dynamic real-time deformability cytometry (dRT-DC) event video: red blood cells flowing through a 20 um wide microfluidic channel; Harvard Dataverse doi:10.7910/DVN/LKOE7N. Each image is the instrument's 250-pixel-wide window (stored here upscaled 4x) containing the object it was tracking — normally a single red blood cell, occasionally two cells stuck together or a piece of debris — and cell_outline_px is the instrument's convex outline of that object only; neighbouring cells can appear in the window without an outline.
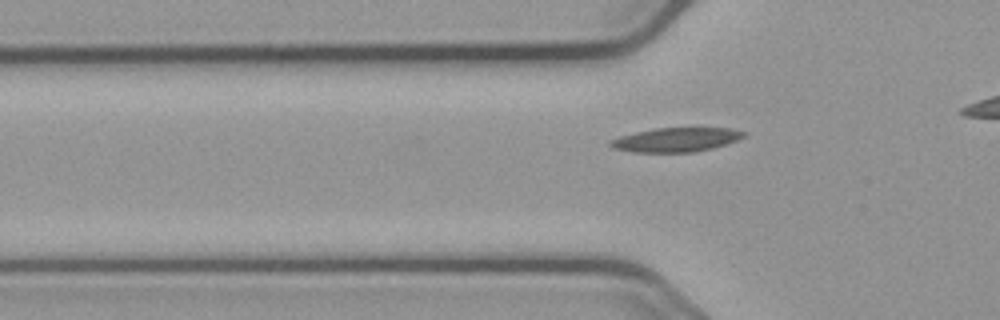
{"species": "common noctule bat (a hibernating species)", "species_latin": "Nyctalus noctula", "temperature_condition": "cold", "stored_images_in_passage": 35, "camera_frame_rate_fps": 3000, "um_per_image_px": 0.085, "animal": {"sex": "male", "body_mass_g": 23.1, "forearm_length_mm": 52.7}, "frame": {"image": 1, "passage_image": 8, "time_ms": 2.333, "image_size_px": [1000, 320], "cell_outline_px": [[748, 132], [744, 136], [736, 140], [712, 148], [696, 152], [632, 152], [612, 148], [608, 144], [608, 140], [620, 136], [636, 132], [656, 128], [732, 128]], "centroid_in_image_um": [57.43, 11.87], "position_along_channel_um": 68.4, "area_um2": 18.79}}
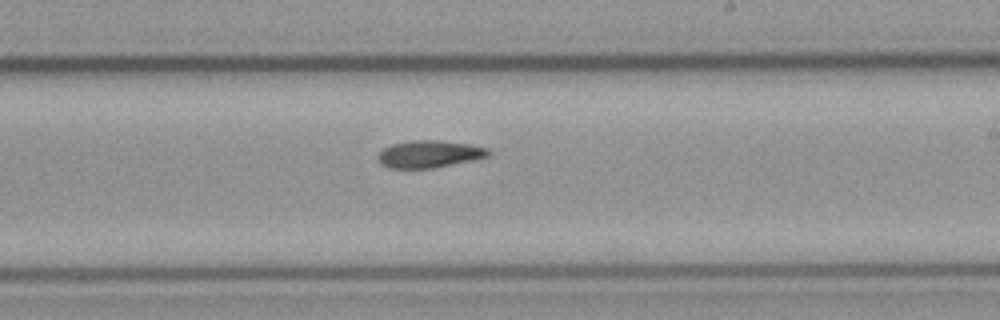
{"frame": {"image": 2, "passage_image": 23, "time_ms": 7.333, "image_size_px": [1000, 320], "cell_outline_px": [[492, 152], [488, 156], [476, 160], [436, 168], [388, 168], [380, 164], [376, 160], [376, 156], [384, 148], [392, 144], [412, 140], [436, 140], [468, 144], [488, 148]], "centroid_in_image_um": [36.49, 13.11], "position_along_channel_um": 252.5, "area_um2": 17.8}}
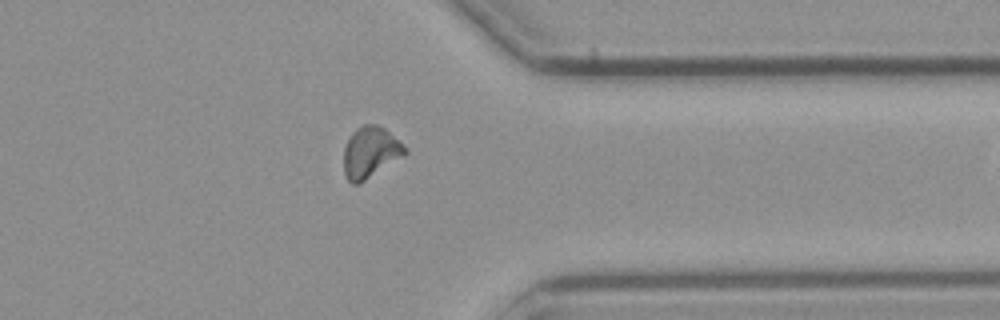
{"frame": {"image": 3, "passage_image": 34, "time_ms": 11.0, "image_size_px": [1000, 320], "cell_outline_px": [[408, 152], [364, 180], [356, 184], [352, 184], [348, 180], [344, 172], [344, 148], [352, 132], [356, 128], [364, 124], [376, 124], [384, 128], [408, 148]], "centroid_in_image_um": [31.47, 12.92], "position_along_channel_um": 379.9, "area_um2": 17.86}}